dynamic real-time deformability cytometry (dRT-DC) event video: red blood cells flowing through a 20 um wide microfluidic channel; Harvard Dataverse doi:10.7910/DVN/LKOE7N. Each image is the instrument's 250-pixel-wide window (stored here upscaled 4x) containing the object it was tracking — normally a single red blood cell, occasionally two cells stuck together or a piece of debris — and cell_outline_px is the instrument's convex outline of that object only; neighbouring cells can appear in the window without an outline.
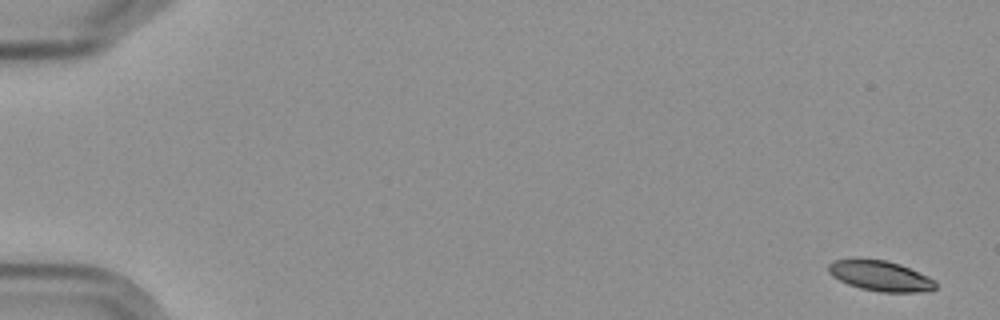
{"species": "Egyptian fruit bat (a non-hibernating species)", "species_latin": "Rousettus aegyptiacus", "temperature_condition": "cold", "stored_images_in_passage": 5, "camera_frame_rate_fps": 3000, "um_per_image_px": 0.085, "frame": {"image": 1, "passage_image": 1, "time_ms": 0.0, "image_size_px": [1000, 320], "cell_outline_px": [[936, 288], [920, 292], [880, 292], [860, 288], [848, 284], [832, 276], [828, 272], [828, 264], [832, 260], [856, 256], [888, 260], [900, 264], [928, 276], [936, 280]], "centroid_in_image_um": [74.77, 23.4], "position_along_channel_um": 10.2, "area_um2": 19.54}}
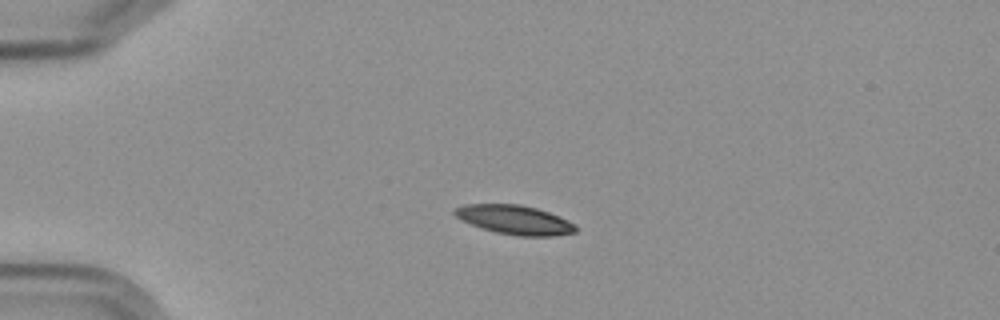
{"frame": {"image": 2, "passage_image": 4, "time_ms": 4.333, "image_size_px": [1000, 320], "cell_outline_px": [[576, 232], [552, 236], [516, 236], [496, 232], [472, 224], [456, 216], [452, 212], [456, 208], [464, 204], [520, 204], [536, 208], [560, 216], [576, 224]], "centroid_in_image_um": [43.78, 18.68], "position_along_channel_um": 41.2, "area_um2": 20.4}}